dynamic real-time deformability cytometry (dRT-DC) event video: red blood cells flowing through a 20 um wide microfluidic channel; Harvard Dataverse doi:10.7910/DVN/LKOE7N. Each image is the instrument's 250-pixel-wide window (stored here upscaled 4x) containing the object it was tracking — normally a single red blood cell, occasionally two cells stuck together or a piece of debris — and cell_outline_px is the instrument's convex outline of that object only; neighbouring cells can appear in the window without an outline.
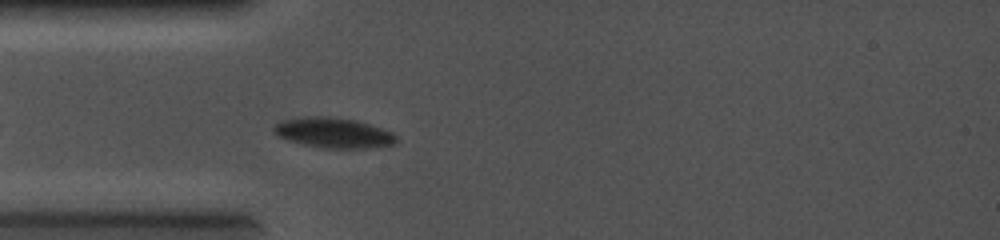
{"species": "common noctule bat (a hibernating species)", "species_latin": "Nyctalus noctula", "temperature_condition": "cold", "stored_images_in_passage": 25, "camera_frame_rate_fps": 5000, "um_per_image_px": 0.085, "animal": {"sex": "female", "body_mass_g": 19.0, "forearm_length_mm": 56.7}, "frame": {"image": 1, "passage_image": 8, "time_ms": 1.4, "image_size_px": [1000, 240], "cell_outline_px": [[396, 144], [364, 148], [324, 148], [304, 144], [288, 140], [280, 136], [272, 128], [276, 124], [284, 120], [304, 116], [328, 116], [356, 120], [392, 132], [396, 136]], "centroid_in_image_um": [28.36, 11.28], "position_along_channel_um": 56.6, "area_um2": 21.27}}
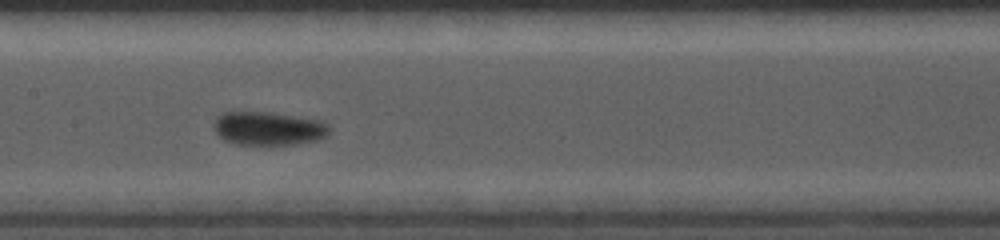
{"frame": {"image": 2, "passage_image": 22, "time_ms": 4.2, "image_size_px": [1000, 240], "cell_outline_px": [[328, 136], [316, 140], [268, 148], [236, 144], [224, 140], [212, 128], [212, 124], [216, 116], [220, 112], [232, 108], [272, 112], [320, 120], [328, 124]], "centroid_in_image_um": [22.69, 10.9], "position_along_channel_um": 184.7, "area_um2": 24.22}}